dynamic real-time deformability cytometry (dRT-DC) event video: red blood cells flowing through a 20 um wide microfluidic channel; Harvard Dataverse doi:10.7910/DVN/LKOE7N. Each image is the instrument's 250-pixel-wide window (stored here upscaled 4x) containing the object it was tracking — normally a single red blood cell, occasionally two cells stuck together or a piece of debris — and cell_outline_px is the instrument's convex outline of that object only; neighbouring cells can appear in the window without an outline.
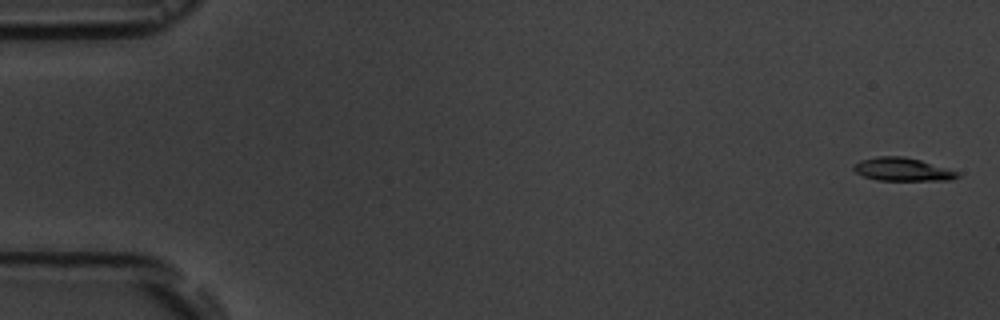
{"species": "common noctule bat (a hibernating species)", "species_latin": "Nyctalus noctula", "temperature_condition": "room temperature", "stored_images_in_passage": 5, "camera_frame_rate_fps": 3000, "um_per_image_px": 0.085, "animal": {"sex": "male", "body_mass_g": 19.5, "forearm_length_mm": 54.6}, "frame": {"image": 1, "passage_image": 1, "time_ms": 0.0, "image_size_px": [1000, 320], "cell_outline_px": [[960, 176], [948, 180], [876, 180], [864, 176], [856, 172], [852, 168], [852, 164], [860, 160], [876, 156], [904, 156], [920, 160], [960, 172]], "centroid_in_image_um": [76.67, 14.39], "position_along_channel_um": 8.3, "area_um2": 14.05}}
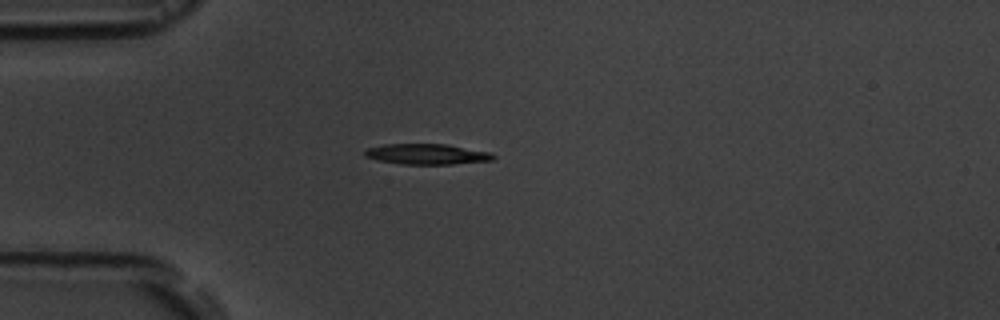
{"frame": {"image": 2, "passage_image": 5, "time_ms": 4.667, "image_size_px": [1000, 320], "cell_outline_px": [[496, 156], [492, 160], [452, 164], [400, 164], [380, 160], [364, 156], [364, 152], [368, 148], [384, 144], [448, 144], [492, 152]], "centroid_in_image_um": [36.33, 13.09], "position_along_channel_um": 48.7, "area_um2": 15.37}}